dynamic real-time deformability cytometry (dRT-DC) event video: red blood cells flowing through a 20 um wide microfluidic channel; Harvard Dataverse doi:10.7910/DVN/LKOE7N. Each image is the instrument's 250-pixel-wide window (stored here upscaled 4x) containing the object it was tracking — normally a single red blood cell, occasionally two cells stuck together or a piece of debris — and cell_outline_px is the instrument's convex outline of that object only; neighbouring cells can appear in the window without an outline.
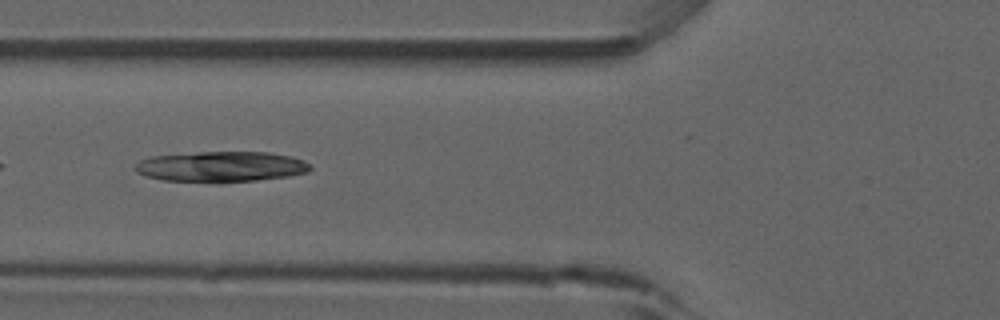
{"species": "common noctule bat (a hibernating species)", "species_latin": "Nyctalus noctula", "temperature_condition": "room temperature", "stored_images_in_passage": 36, "camera_frame_rate_fps": 3000, "um_per_image_px": 0.085, "animal": {"sex": "male", "forearm_length_mm": 52.5}, "frame": {"image": 1, "passage_image": 6, "time_ms": 1.667, "image_size_px": [1000, 320], "cell_outline_px": [[312, 168], [308, 172], [288, 176], [256, 180], [216, 184], [164, 180], [148, 176], [136, 172], [132, 168], [140, 160], [148, 156], [200, 152], [268, 152], [292, 156], [304, 160]], "centroid_in_image_um": [18.76, 14.18], "position_along_channel_um": 107.0, "area_um2": 31.73}}